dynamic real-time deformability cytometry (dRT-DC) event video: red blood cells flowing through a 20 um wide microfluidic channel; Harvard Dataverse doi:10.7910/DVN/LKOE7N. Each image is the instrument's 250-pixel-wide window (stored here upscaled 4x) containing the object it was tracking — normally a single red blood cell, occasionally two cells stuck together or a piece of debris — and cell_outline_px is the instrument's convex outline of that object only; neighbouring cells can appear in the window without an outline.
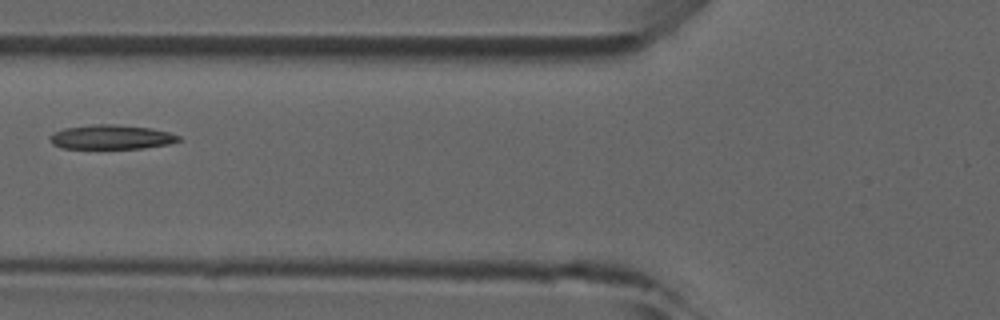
{"species": "common noctule bat (a hibernating species)", "species_latin": "Nyctalus noctula", "temperature_condition": "room temperature", "stored_images_in_passage": 6, "camera_frame_rate_fps": 3000, "um_per_image_px": 0.085, "animal": {"sex": "male", "forearm_length_mm": 52.5}, "frame": {"image": 1, "passage_image": 5, "time_ms": 5.667, "image_size_px": [1000, 320], "cell_outline_px": [[180, 140], [168, 144], [144, 148], [64, 148], [52, 144], [52, 136], [56, 132], [64, 128], [96, 124], [112, 124], [148, 128], [168, 132], [180, 136]], "centroid_in_image_um": [9.49, 11.65], "position_along_channel_um": 116.3, "area_um2": 17.8}}
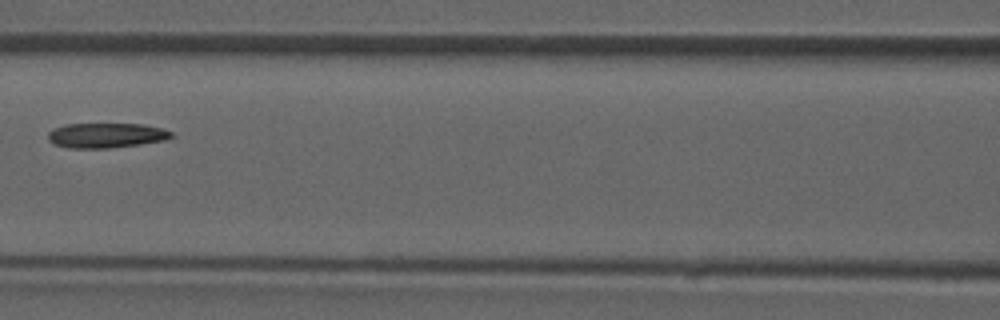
{"frame": {"image": 2, "passage_image": 6, "time_ms": 6.667, "image_size_px": [1000, 320], "cell_outline_px": [[176, 136], [164, 140], [140, 144], [108, 148], [68, 148], [56, 144], [48, 140], [48, 132], [52, 128], [64, 124], [144, 124], [164, 128], [172, 132]], "centroid_in_image_um": [9.04, 11.5], "position_along_channel_um": 157.6, "area_um2": 18.03}}